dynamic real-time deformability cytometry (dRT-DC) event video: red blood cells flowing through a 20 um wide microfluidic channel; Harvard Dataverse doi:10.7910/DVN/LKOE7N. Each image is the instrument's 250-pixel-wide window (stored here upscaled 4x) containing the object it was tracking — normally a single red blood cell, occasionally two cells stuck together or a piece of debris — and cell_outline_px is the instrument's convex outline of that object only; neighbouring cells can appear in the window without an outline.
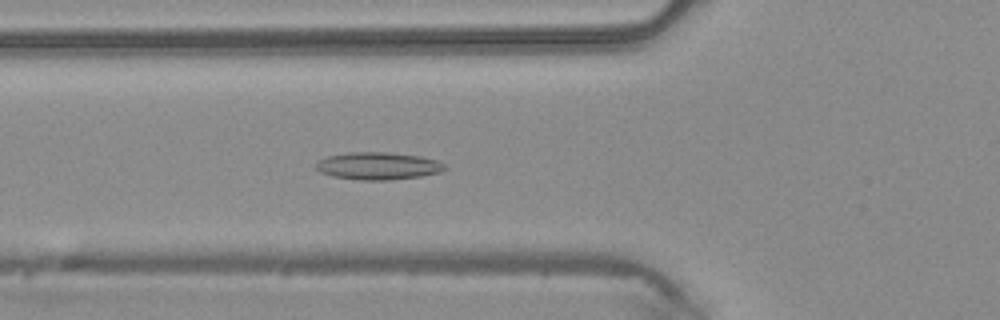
{"species": "common noctule bat (a hibernating species)", "species_latin": "Nyctalus noctula", "temperature_condition": "warm", "stored_images_in_passage": 45, "camera_frame_rate_fps": 3000, "um_per_image_px": 0.085, "animal": {"sex": "male", "body_mass_g": 20.4}, "frame": {"image": 1, "passage_image": 15, "time_ms": 4.667, "image_size_px": [1000, 320], "cell_outline_px": [[448, 168], [440, 172], [420, 176], [388, 180], [360, 180], [332, 176], [320, 172], [316, 168], [316, 160], [324, 156], [348, 152], [388, 152], [420, 156], [436, 160], [444, 164]], "centroid_in_image_um": [32.09, 14.09], "position_along_channel_um": 93.7, "area_um2": 20.75}}
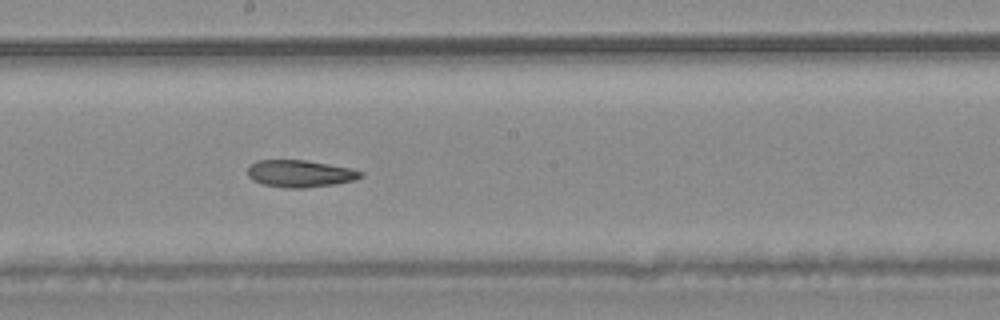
{"frame": {"image": 2, "passage_image": 24, "time_ms": 7.667, "image_size_px": [1000, 320], "cell_outline_px": [[364, 176], [356, 180], [336, 184], [304, 188], [288, 188], [264, 184], [252, 180], [248, 176], [248, 168], [256, 160], [304, 160], [352, 168], [364, 172]], "centroid_in_image_um": [25.55, 14.76], "position_along_channel_um": 222.6, "area_um2": 17.92}}
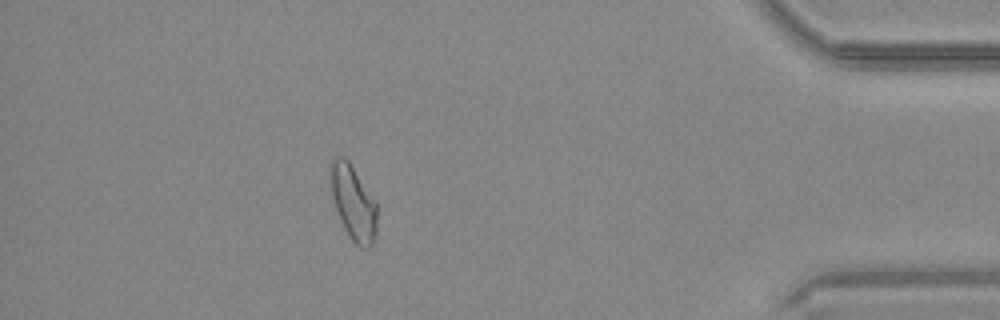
{"frame": {"image": 3, "passage_image": 40, "time_ms": 13.0, "image_size_px": [1000, 320], "cell_outline_px": [[376, 232], [372, 244], [368, 248], [360, 248], [348, 236], [340, 220], [332, 200], [328, 180], [332, 160], [340, 156], [344, 156], [348, 160], [376, 200]], "centroid_in_image_um": [30.0, 17.22], "position_along_channel_um": 405.2, "area_um2": 20.58}}